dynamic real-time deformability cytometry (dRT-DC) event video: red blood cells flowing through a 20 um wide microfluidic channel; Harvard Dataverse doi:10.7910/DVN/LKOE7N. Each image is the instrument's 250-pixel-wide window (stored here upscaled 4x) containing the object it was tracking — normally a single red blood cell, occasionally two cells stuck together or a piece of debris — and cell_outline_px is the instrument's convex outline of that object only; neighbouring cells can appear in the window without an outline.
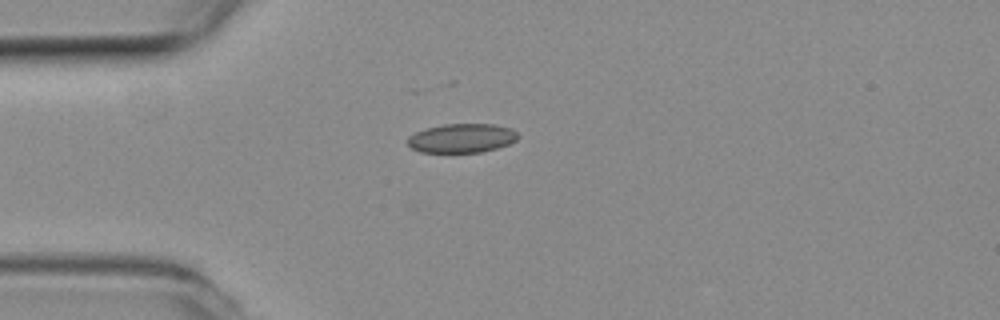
{"species": "common noctule bat (a hibernating species)", "species_latin": "Nyctalus noctula", "temperature_condition": "room temperature", "stored_images_in_passage": 37, "camera_frame_rate_fps": 3000, "um_per_image_px": 0.085, "animal": {"sex": "female", "body_mass_g": 19.3, "forearm_length_mm": 54.1}, "frame": {"image": 1, "passage_image": 1, "time_ms": 0.0, "image_size_px": [1000, 320], "cell_outline_px": [[520, 136], [516, 140], [508, 144], [496, 148], [480, 152], [420, 152], [412, 148], [408, 144], [408, 136], [424, 128], [444, 124], [492, 124], [512, 128]], "centroid_in_image_um": [39.25, 11.73], "position_along_channel_um": 45.8, "area_um2": 18.67}}
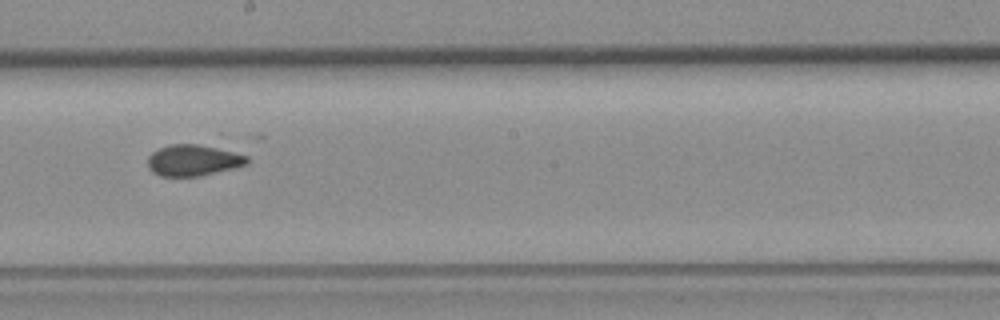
{"frame": {"image": 2, "passage_image": 17, "time_ms": 5.333, "image_size_px": [1000, 320], "cell_outline_px": [[248, 164], [200, 176], [160, 176], [152, 172], [148, 168], [148, 156], [152, 152], [160, 148], [172, 144], [196, 144], [216, 148], [248, 156]], "centroid_in_image_um": [16.38, 13.63], "position_along_channel_um": 231.8, "area_um2": 17.8}}
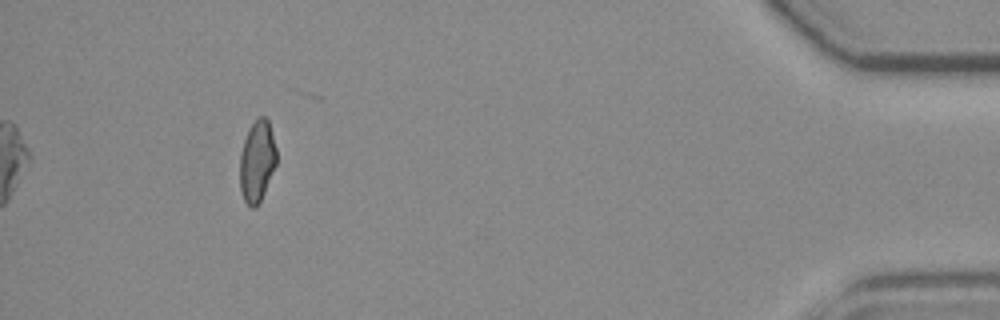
{"frame": {"image": 3, "passage_image": 37, "time_ms": 12.0, "image_size_px": [1000, 320], "cell_outline_px": [[276, 164], [264, 192], [256, 208], [252, 208], [244, 200], [240, 192], [240, 152], [244, 140], [252, 124], [260, 116], [264, 116], [268, 120], [276, 148]], "centroid_in_image_um": [21.84, 13.72], "position_along_channel_um": 413.4, "area_um2": 17.17}}